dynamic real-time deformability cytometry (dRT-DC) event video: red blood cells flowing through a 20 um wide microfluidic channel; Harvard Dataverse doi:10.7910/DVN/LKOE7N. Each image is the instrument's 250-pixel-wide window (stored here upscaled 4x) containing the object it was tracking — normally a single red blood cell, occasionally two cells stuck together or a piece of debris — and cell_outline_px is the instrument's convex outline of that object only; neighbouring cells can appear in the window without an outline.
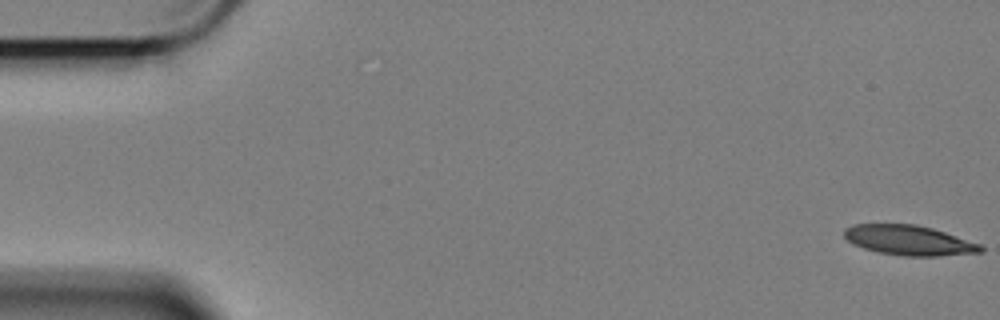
{"species": "Egyptian fruit bat (a non-hibernating species)", "species_latin": "Rousettus aegyptiacus", "temperature_condition": "cold", "stored_images_in_passage": 59, "camera_frame_rate_fps": 3000, "um_per_image_px": 0.085, "animal": {"sex": "female"}, "frame": {"image": 1, "passage_image": 1, "time_ms": 0.0, "image_size_px": [1000, 320], "cell_outline_px": [[984, 252], [940, 256], [904, 256], [880, 252], [864, 248], [848, 240], [844, 236], [844, 228], [852, 224], [916, 224], [932, 228], [980, 244], [984, 248]], "centroid_in_image_um": [77.28, 20.42], "position_along_channel_um": 7.7, "area_um2": 23.64}}
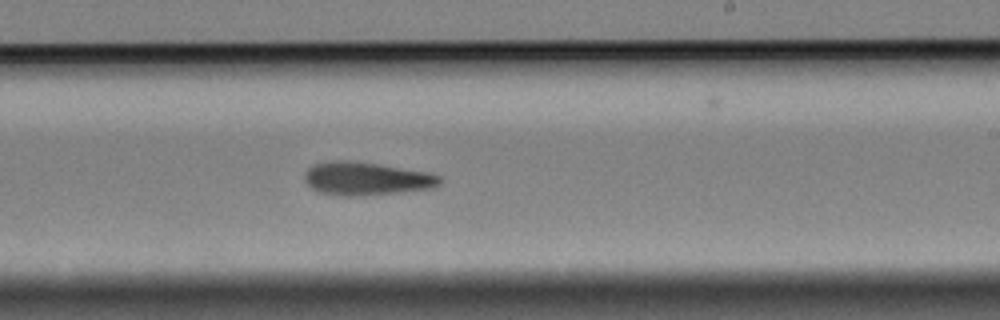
{"frame": {"image": 2, "passage_image": 35, "time_ms": 11.333, "image_size_px": [1000, 320], "cell_outline_px": [[440, 184], [432, 188], [400, 192], [352, 196], [336, 196], [316, 192], [308, 184], [304, 176], [308, 168], [312, 164], [332, 160], [344, 160], [376, 164], [428, 172], [440, 176]], "centroid_in_image_um": [31.09, 15.19], "position_along_channel_um": 257.9, "area_um2": 26.01}}
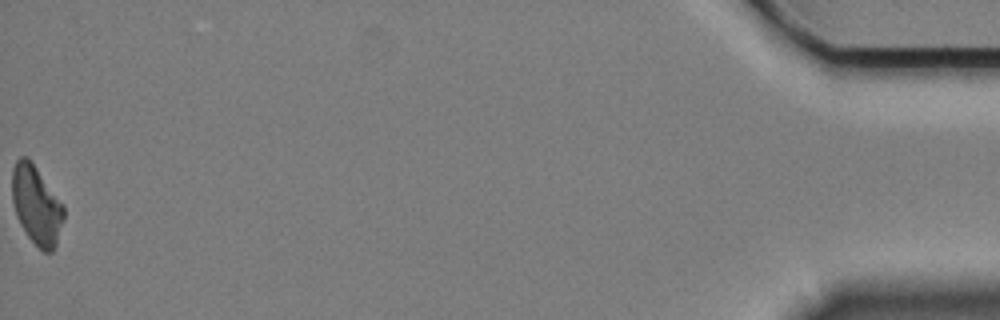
{"frame": {"image": 3, "passage_image": 59, "time_ms": 19.333, "image_size_px": [1000, 320], "cell_outline_px": [[64, 220], [56, 244], [52, 252], [44, 252], [28, 236], [20, 224], [16, 216], [12, 200], [12, 168], [16, 160], [20, 156], [24, 156], [36, 168], [64, 204]], "centroid_in_image_um": [3.1, 17.44], "position_along_channel_um": 432.1, "area_um2": 23.52}, "authors_computed_cell_mechanics": {"area_um2": 25.2008, "velocity_mm_per_s": 3.3951, "shape_relaxation_time_tau1_ms": 5.8012, "shape_relaxation_time_tau2_ms": null, "deformation_change_tau1": 0.1442, "deformation_change_tau2": null}}